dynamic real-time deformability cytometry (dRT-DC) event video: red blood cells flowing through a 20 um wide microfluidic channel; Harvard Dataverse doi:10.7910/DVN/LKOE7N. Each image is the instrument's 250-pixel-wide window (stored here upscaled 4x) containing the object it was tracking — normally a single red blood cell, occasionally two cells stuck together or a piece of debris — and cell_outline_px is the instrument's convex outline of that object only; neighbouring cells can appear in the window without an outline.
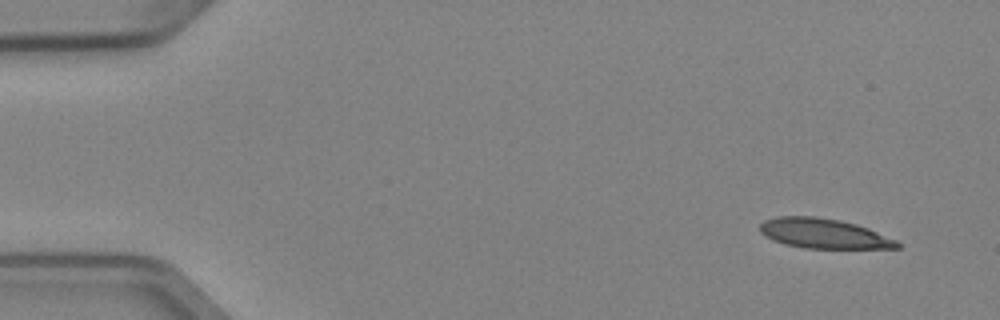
{"species": "Egyptian fruit bat (a non-hibernating species)", "species_latin": "Rousettus aegyptiacus", "temperature_condition": "cold", "stored_images_in_passage": 45, "camera_frame_rate_fps": 3000, "um_per_image_px": 0.085, "animal": {"sex": "female"}, "frame": {"image": 1, "passage_image": 1, "time_ms": 0.0, "image_size_px": [1000, 320], "cell_outline_px": [[900, 248], [804, 248], [784, 244], [772, 240], [764, 236], [760, 232], [760, 224], [764, 220], [776, 216], [816, 216], [840, 220], [856, 224], [868, 228], [896, 240], [900, 244]], "centroid_in_image_um": [69.97, 19.84], "position_along_channel_um": 15.0, "area_um2": 23.93}}
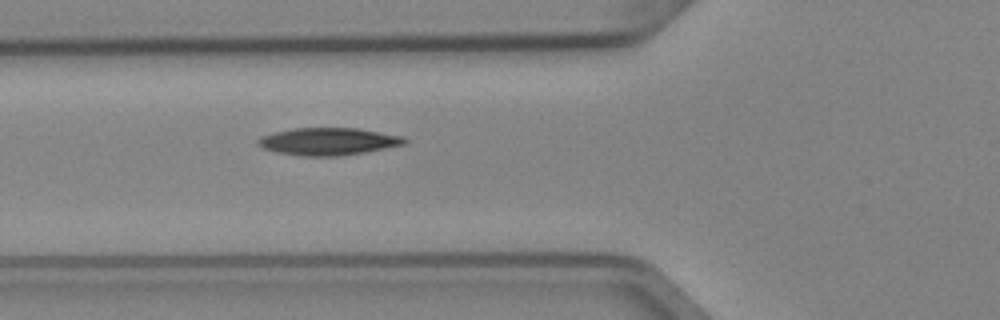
{"frame": {"image": 2, "passage_image": 13, "time_ms": 4.0, "image_size_px": [1000, 320], "cell_outline_px": [[408, 140], [404, 144], [364, 152], [336, 156], [304, 156], [276, 152], [264, 148], [256, 144], [256, 140], [260, 136], [292, 128], [356, 128], [404, 136]], "centroid_in_image_um": [27.87, 12.02], "position_along_channel_um": 97.9, "area_um2": 23.24}}
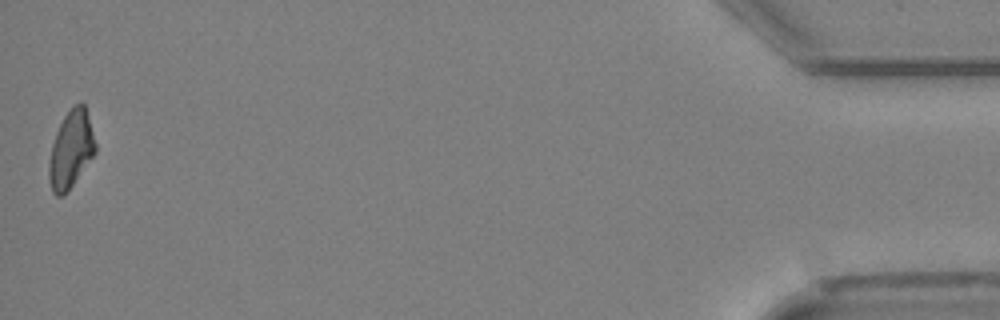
{"frame": {"image": 3, "passage_image": 45, "time_ms": 14.667, "image_size_px": [1000, 320], "cell_outline_px": [[96, 152], [64, 196], [56, 196], [52, 192], [48, 176], [48, 164], [52, 144], [56, 132], [64, 116], [72, 104], [80, 100], [84, 104], [96, 144]], "centroid_in_image_um": [6.01, 12.7], "position_along_channel_um": 429.2, "area_um2": 20.92}, "authors_computed_cell_mechanics": {"area_um2": 22.253, "velocity_mm_per_s": 3.9746, "shape_relaxation_time_tau1_ms": 4.2577, "shape_relaxation_time_tau2_ms": null, "deformation_change_tau1": 0.1543, "deformation_change_tau2": null}}